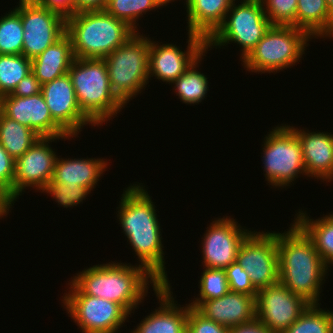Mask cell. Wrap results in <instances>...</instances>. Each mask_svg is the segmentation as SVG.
<instances>
[{"label":"cell","instance_id":"cell-41","mask_svg":"<svg viewBox=\"0 0 333 333\" xmlns=\"http://www.w3.org/2000/svg\"><path fill=\"white\" fill-rule=\"evenodd\" d=\"M229 333H273L268 330L257 318L254 321L240 324L229 329Z\"/></svg>","mask_w":333,"mask_h":333},{"label":"cell","instance_id":"cell-42","mask_svg":"<svg viewBox=\"0 0 333 333\" xmlns=\"http://www.w3.org/2000/svg\"><path fill=\"white\" fill-rule=\"evenodd\" d=\"M108 0H73L74 13L80 11L104 10Z\"/></svg>","mask_w":333,"mask_h":333},{"label":"cell","instance_id":"cell-37","mask_svg":"<svg viewBox=\"0 0 333 333\" xmlns=\"http://www.w3.org/2000/svg\"><path fill=\"white\" fill-rule=\"evenodd\" d=\"M186 333H229V329L206 318L196 308L189 306Z\"/></svg>","mask_w":333,"mask_h":333},{"label":"cell","instance_id":"cell-39","mask_svg":"<svg viewBox=\"0 0 333 333\" xmlns=\"http://www.w3.org/2000/svg\"><path fill=\"white\" fill-rule=\"evenodd\" d=\"M42 84L31 71L17 85L12 92L13 96L29 97L41 92Z\"/></svg>","mask_w":333,"mask_h":333},{"label":"cell","instance_id":"cell-25","mask_svg":"<svg viewBox=\"0 0 333 333\" xmlns=\"http://www.w3.org/2000/svg\"><path fill=\"white\" fill-rule=\"evenodd\" d=\"M295 27L313 39L333 38V14L325 0H297Z\"/></svg>","mask_w":333,"mask_h":333},{"label":"cell","instance_id":"cell-26","mask_svg":"<svg viewBox=\"0 0 333 333\" xmlns=\"http://www.w3.org/2000/svg\"><path fill=\"white\" fill-rule=\"evenodd\" d=\"M302 209L295 214L294 222L313 241L316 250L328 270L333 266V213L318 219H311Z\"/></svg>","mask_w":333,"mask_h":333},{"label":"cell","instance_id":"cell-2","mask_svg":"<svg viewBox=\"0 0 333 333\" xmlns=\"http://www.w3.org/2000/svg\"><path fill=\"white\" fill-rule=\"evenodd\" d=\"M111 262L84 268L71 278L70 290L64 295L103 298L118 303L130 315L134 314L148 294V286L153 285V291H156L161 284L139 264Z\"/></svg>","mask_w":333,"mask_h":333},{"label":"cell","instance_id":"cell-18","mask_svg":"<svg viewBox=\"0 0 333 333\" xmlns=\"http://www.w3.org/2000/svg\"><path fill=\"white\" fill-rule=\"evenodd\" d=\"M41 92L52 118L71 136L85 125H95L82 113L70 76L65 74L42 85Z\"/></svg>","mask_w":333,"mask_h":333},{"label":"cell","instance_id":"cell-1","mask_svg":"<svg viewBox=\"0 0 333 333\" xmlns=\"http://www.w3.org/2000/svg\"><path fill=\"white\" fill-rule=\"evenodd\" d=\"M142 183L125 188L117 211L124 236L145 268L161 285H170L156 206Z\"/></svg>","mask_w":333,"mask_h":333},{"label":"cell","instance_id":"cell-34","mask_svg":"<svg viewBox=\"0 0 333 333\" xmlns=\"http://www.w3.org/2000/svg\"><path fill=\"white\" fill-rule=\"evenodd\" d=\"M272 25L294 26L297 0H261Z\"/></svg>","mask_w":333,"mask_h":333},{"label":"cell","instance_id":"cell-3","mask_svg":"<svg viewBox=\"0 0 333 333\" xmlns=\"http://www.w3.org/2000/svg\"><path fill=\"white\" fill-rule=\"evenodd\" d=\"M287 230L277 232L279 282L310 304H319L328 268L313 241L295 222Z\"/></svg>","mask_w":333,"mask_h":333},{"label":"cell","instance_id":"cell-43","mask_svg":"<svg viewBox=\"0 0 333 333\" xmlns=\"http://www.w3.org/2000/svg\"><path fill=\"white\" fill-rule=\"evenodd\" d=\"M14 203L8 193L0 187V218L9 214V211L12 210L10 208H12V204L14 205Z\"/></svg>","mask_w":333,"mask_h":333},{"label":"cell","instance_id":"cell-16","mask_svg":"<svg viewBox=\"0 0 333 333\" xmlns=\"http://www.w3.org/2000/svg\"><path fill=\"white\" fill-rule=\"evenodd\" d=\"M206 229L201 238L202 265L218 269H226L237 260L241 243L252 232L231 216L216 218Z\"/></svg>","mask_w":333,"mask_h":333},{"label":"cell","instance_id":"cell-13","mask_svg":"<svg viewBox=\"0 0 333 333\" xmlns=\"http://www.w3.org/2000/svg\"><path fill=\"white\" fill-rule=\"evenodd\" d=\"M73 137H40L17 160H15L13 180V201L32 187L37 191H43L51 182L54 174L57 154L51 147L52 142ZM27 187V188H26Z\"/></svg>","mask_w":333,"mask_h":333},{"label":"cell","instance_id":"cell-11","mask_svg":"<svg viewBox=\"0 0 333 333\" xmlns=\"http://www.w3.org/2000/svg\"><path fill=\"white\" fill-rule=\"evenodd\" d=\"M236 261L249 274L257 291L278 283L277 232L252 231L241 243Z\"/></svg>","mask_w":333,"mask_h":333},{"label":"cell","instance_id":"cell-27","mask_svg":"<svg viewBox=\"0 0 333 333\" xmlns=\"http://www.w3.org/2000/svg\"><path fill=\"white\" fill-rule=\"evenodd\" d=\"M40 138L31 128L10 119L0 111V144L17 160Z\"/></svg>","mask_w":333,"mask_h":333},{"label":"cell","instance_id":"cell-23","mask_svg":"<svg viewBox=\"0 0 333 333\" xmlns=\"http://www.w3.org/2000/svg\"><path fill=\"white\" fill-rule=\"evenodd\" d=\"M233 1L186 0L187 31L207 40L223 23Z\"/></svg>","mask_w":333,"mask_h":333},{"label":"cell","instance_id":"cell-44","mask_svg":"<svg viewBox=\"0 0 333 333\" xmlns=\"http://www.w3.org/2000/svg\"><path fill=\"white\" fill-rule=\"evenodd\" d=\"M329 11L333 14V0H325Z\"/></svg>","mask_w":333,"mask_h":333},{"label":"cell","instance_id":"cell-19","mask_svg":"<svg viewBox=\"0 0 333 333\" xmlns=\"http://www.w3.org/2000/svg\"><path fill=\"white\" fill-rule=\"evenodd\" d=\"M170 285H161L154 294L160 303L131 333H186L189 304L175 302ZM177 303V304H176Z\"/></svg>","mask_w":333,"mask_h":333},{"label":"cell","instance_id":"cell-28","mask_svg":"<svg viewBox=\"0 0 333 333\" xmlns=\"http://www.w3.org/2000/svg\"><path fill=\"white\" fill-rule=\"evenodd\" d=\"M204 57L196 60L177 80L172 84L178 98L185 104L194 105L201 103L209 91L208 78L204 73L198 71L200 61ZM199 63V64H198Z\"/></svg>","mask_w":333,"mask_h":333},{"label":"cell","instance_id":"cell-38","mask_svg":"<svg viewBox=\"0 0 333 333\" xmlns=\"http://www.w3.org/2000/svg\"><path fill=\"white\" fill-rule=\"evenodd\" d=\"M15 160L0 144V187L8 193L13 200Z\"/></svg>","mask_w":333,"mask_h":333},{"label":"cell","instance_id":"cell-45","mask_svg":"<svg viewBox=\"0 0 333 333\" xmlns=\"http://www.w3.org/2000/svg\"><path fill=\"white\" fill-rule=\"evenodd\" d=\"M165 1V4L167 5V4H169V3H171L172 1H175V0H164ZM184 1H186V0H184Z\"/></svg>","mask_w":333,"mask_h":333},{"label":"cell","instance_id":"cell-21","mask_svg":"<svg viewBox=\"0 0 333 333\" xmlns=\"http://www.w3.org/2000/svg\"><path fill=\"white\" fill-rule=\"evenodd\" d=\"M196 309L206 318L230 329L256 319V298L229 291L220 298L203 301Z\"/></svg>","mask_w":333,"mask_h":333},{"label":"cell","instance_id":"cell-31","mask_svg":"<svg viewBox=\"0 0 333 333\" xmlns=\"http://www.w3.org/2000/svg\"><path fill=\"white\" fill-rule=\"evenodd\" d=\"M31 72V60L23 54H0V98L9 94Z\"/></svg>","mask_w":333,"mask_h":333},{"label":"cell","instance_id":"cell-6","mask_svg":"<svg viewBox=\"0 0 333 333\" xmlns=\"http://www.w3.org/2000/svg\"><path fill=\"white\" fill-rule=\"evenodd\" d=\"M150 38L136 32L104 58L111 91L126 106L149 83Z\"/></svg>","mask_w":333,"mask_h":333},{"label":"cell","instance_id":"cell-7","mask_svg":"<svg viewBox=\"0 0 333 333\" xmlns=\"http://www.w3.org/2000/svg\"><path fill=\"white\" fill-rule=\"evenodd\" d=\"M312 37L294 26L272 25L256 47L242 60L254 73H277L301 62Z\"/></svg>","mask_w":333,"mask_h":333},{"label":"cell","instance_id":"cell-36","mask_svg":"<svg viewBox=\"0 0 333 333\" xmlns=\"http://www.w3.org/2000/svg\"><path fill=\"white\" fill-rule=\"evenodd\" d=\"M225 272L231 292L244 293L256 298L258 291L252 285L249 274L238 261L227 267Z\"/></svg>","mask_w":333,"mask_h":333},{"label":"cell","instance_id":"cell-10","mask_svg":"<svg viewBox=\"0 0 333 333\" xmlns=\"http://www.w3.org/2000/svg\"><path fill=\"white\" fill-rule=\"evenodd\" d=\"M61 301L82 333H118L131 317L118 303L91 295H64Z\"/></svg>","mask_w":333,"mask_h":333},{"label":"cell","instance_id":"cell-8","mask_svg":"<svg viewBox=\"0 0 333 333\" xmlns=\"http://www.w3.org/2000/svg\"><path fill=\"white\" fill-rule=\"evenodd\" d=\"M234 0L223 23L206 40L207 50L232 43L239 44L243 60L272 26L261 0ZM238 1V0H237ZM210 48V49H209Z\"/></svg>","mask_w":333,"mask_h":333},{"label":"cell","instance_id":"cell-32","mask_svg":"<svg viewBox=\"0 0 333 333\" xmlns=\"http://www.w3.org/2000/svg\"><path fill=\"white\" fill-rule=\"evenodd\" d=\"M283 333H333V311L310 304Z\"/></svg>","mask_w":333,"mask_h":333},{"label":"cell","instance_id":"cell-22","mask_svg":"<svg viewBox=\"0 0 333 333\" xmlns=\"http://www.w3.org/2000/svg\"><path fill=\"white\" fill-rule=\"evenodd\" d=\"M59 158L57 157L53 178L50 183L66 186H83L93 191L103 172L108 167L104 158Z\"/></svg>","mask_w":333,"mask_h":333},{"label":"cell","instance_id":"cell-20","mask_svg":"<svg viewBox=\"0 0 333 333\" xmlns=\"http://www.w3.org/2000/svg\"><path fill=\"white\" fill-rule=\"evenodd\" d=\"M302 147L303 161L307 177H315L321 182L333 180V134L310 132L290 126ZM298 128V129H297ZM323 180V181H322Z\"/></svg>","mask_w":333,"mask_h":333},{"label":"cell","instance_id":"cell-33","mask_svg":"<svg viewBox=\"0 0 333 333\" xmlns=\"http://www.w3.org/2000/svg\"><path fill=\"white\" fill-rule=\"evenodd\" d=\"M203 269L199 280V294L189 303L193 308H197L203 301L220 298L230 291L225 269Z\"/></svg>","mask_w":333,"mask_h":333},{"label":"cell","instance_id":"cell-14","mask_svg":"<svg viewBox=\"0 0 333 333\" xmlns=\"http://www.w3.org/2000/svg\"><path fill=\"white\" fill-rule=\"evenodd\" d=\"M188 33L187 50L173 43L156 42L150 39L149 49V79L162 80L166 84H172L177 80L196 60L206 56V39L194 33ZM181 48V49H180Z\"/></svg>","mask_w":333,"mask_h":333},{"label":"cell","instance_id":"cell-35","mask_svg":"<svg viewBox=\"0 0 333 333\" xmlns=\"http://www.w3.org/2000/svg\"><path fill=\"white\" fill-rule=\"evenodd\" d=\"M42 193H48L55 199V202L64 208L77 206L91 193V191L83 186H66L64 184L49 183Z\"/></svg>","mask_w":333,"mask_h":333},{"label":"cell","instance_id":"cell-29","mask_svg":"<svg viewBox=\"0 0 333 333\" xmlns=\"http://www.w3.org/2000/svg\"><path fill=\"white\" fill-rule=\"evenodd\" d=\"M163 6H167L164 0H108L105 10L139 32L137 29L139 18L144 17L143 14L146 12L159 7L161 9Z\"/></svg>","mask_w":333,"mask_h":333},{"label":"cell","instance_id":"cell-5","mask_svg":"<svg viewBox=\"0 0 333 333\" xmlns=\"http://www.w3.org/2000/svg\"><path fill=\"white\" fill-rule=\"evenodd\" d=\"M68 75L82 113L95 126H103L125 108L111 91L104 59L74 58Z\"/></svg>","mask_w":333,"mask_h":333},{"label":"cell","instance_id":"cell-12","mask_svg":"<svg viewBox=\"0 0 333 333\" xmlns=\"http://www.w3.org/2000/svg\"><path fill=\"white\" fill-rule=\"evenodd\" d=\"M20 16L24 30L22 54L30 60L66 33V17L34 0H20Z\"/></svg>","mask_w":333,"mask_h":333},{"label":"cell","instance_id":"cell-9","mask_svg":"<svg viewBox=\"0 0 333 333\" xmlns=\"http://www.w3.org/2000/svg\"><path fill=\"white\" fill-rule=\"evenodd\" d=\"M268 133L264 138L261 153L264 176L273 188H286L300 175L306 176L302 147L288 124L277 125Z\"/></svg>","mask_w":333,"mask_h":333},{"label":"cell","instance_id":"cell-30","mask_svg":"<svg viewBox=\"0 0 333 333\" xmlns=\"http://www.w3.org/2000/svg\"><path fill=\"white\" fill-rule=\"evenodd\" d=\"M18 5L0 18V54H22L24 30L20 0Z\"/></svg>","mask_w":333,"mask_h":333},{"label":"cell","instance_id":"cell-17","mask_svg":"<svg viewBox=\"0 0 333 333\" xmlns=\"http://www.w3.org/2000/svg\"><path fill=\"white\" fill-rule=\"evenodd\" d=\"M0 111L12 120L31 128L40 137H71L51 116L42 92L0 98Z\"/></svg>","mask_w":333,"mask_h":333},{"label":"cell","instance_id":"cell-24","mask_svg":"<svg viewBox=\"0 0 333 333\" xmlns=\"http://www.w3.org/2000/svg\"><path fill=\"white\" fill-rule=\"evenodd\" d=\"M73 60L72 41L65 33L38 57L31 60V71L43 85L67 74Z\"/></svg>","mask_w":333,"mask_h":333},{"label":"cell","instance_id":"cell-15","mask_svg":"<svg viewBox=\"0 0 333 333\" xmlns=\"http://www.w3.org/2000/svg\"><path fill=\"white\" fill-rule=\"evenodd\" d=\"M310 305L280 282L260 289L256 296V318L271 332L283 333Z\"/></svg>","mask_w":333,"mask_h":333},{"label":"cell","instance_id":"cell-40","mask_svg":"<svg viewBox=\"0 0 333 333\" xmlns=\"http://www.w3.org/2000/svg\"><path fill=\"white\" fill-rule=\"evenodd\" d=\"M38 5L55 10L65 17L74 14L73 0H34Z\"/></svg>","mask_w":333,"mask_h":333},{"label":"cell","instance_id":"cell-4","mask_svg":"<svg viewBox=\"0 0 333 333\" xmlns=\"http://www.w3.org/2000/svg\"><path fill=\"white\" fill-rule=\"evenodd\" d=\"M74 58L104 59L136 33L104 10L80 11L66 17Z\"/></svg>","mask_w":333,"mask_h":333}]
</instances>
